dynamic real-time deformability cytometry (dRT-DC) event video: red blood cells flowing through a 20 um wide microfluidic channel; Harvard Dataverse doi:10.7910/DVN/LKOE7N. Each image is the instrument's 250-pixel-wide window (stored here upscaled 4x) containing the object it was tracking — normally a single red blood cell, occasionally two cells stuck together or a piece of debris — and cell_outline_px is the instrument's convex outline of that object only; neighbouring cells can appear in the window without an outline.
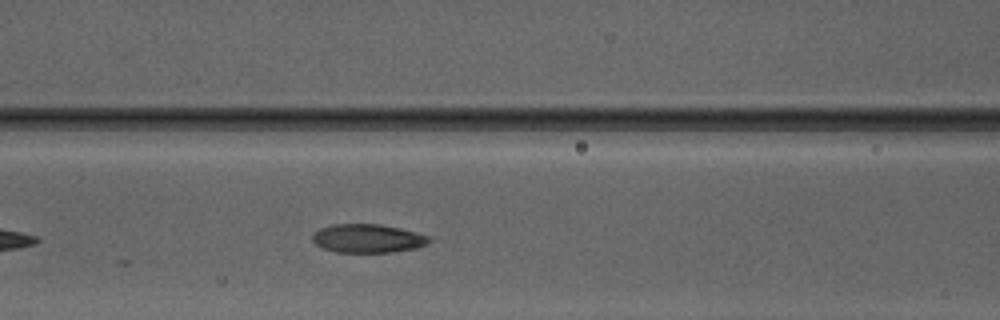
{"species": "Egyptian fruit bat (a non-hibernating species)", "species_latin": "Rousettus aegyptiacus", "temperature_condition": "warm", "stored_images_in_passage": 11, "camera_frame_rate_fps": 3000, "um_per_image_px": 0.085, "animal": {"sex": "male"}, "frame": {"image": 1, "passage_image": 8, "time_ms": 2.333, "image_size_px": [1000, 320], "cell_outline_px": [[432, 240], [428, 244], [416, 248], [392, 252], [336, 252], [320, 248], [312, 240], [312, 236], [320, 228], [332, 224], [380, 224], [400, 228], [416, 232], [428, 236]], "centroid_in_image_um": [31.26, 20.27], "position_along_channel_um": 135.3, "area_um2": 19.54}}